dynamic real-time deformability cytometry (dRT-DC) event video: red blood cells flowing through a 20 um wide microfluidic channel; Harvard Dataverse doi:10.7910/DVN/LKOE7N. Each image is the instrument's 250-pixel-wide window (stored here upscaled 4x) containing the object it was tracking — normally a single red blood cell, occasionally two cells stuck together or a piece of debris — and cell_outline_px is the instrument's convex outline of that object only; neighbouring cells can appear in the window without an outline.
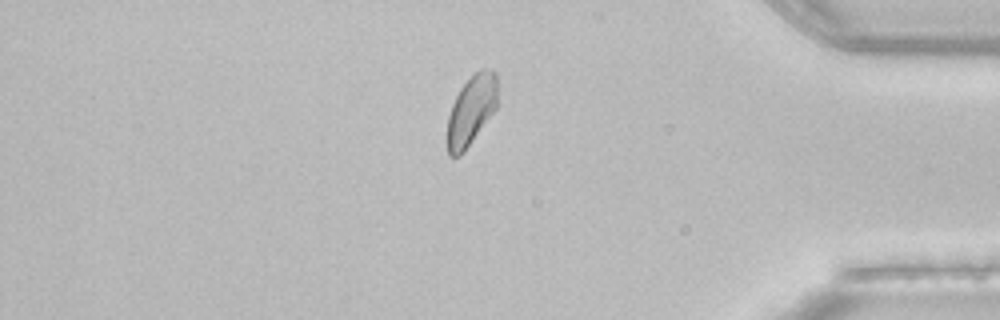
{"species": "common noctule bat (a hibernating species)", "species_latin": "Nyctalus noctula", "temperature_condition": "room temperature", "stored_images_in_passage": 32, "camera_frame_rate_fps": 3000, "um_per_image_px": 0.085, "animal": {"sex": "female", "body_mass_g": 22.7, "forearm_length_mm": 54.2}, "frame": {"image": 1, "passage_image": 27, "time_ms": 8.667, "image_size_px": [1000, 320], "cell_outline_px": [[496, 108], [464, 152], [460, 156], [448, 156], [448, 116], [452, 104], [460, 88], [472, 72], [480, 68], [488, 68], [496, 72]], "centroid_in_image_um": [40.05, 9.33], "position_along_channel_um": 395.1, "area_um2": 20.35}}